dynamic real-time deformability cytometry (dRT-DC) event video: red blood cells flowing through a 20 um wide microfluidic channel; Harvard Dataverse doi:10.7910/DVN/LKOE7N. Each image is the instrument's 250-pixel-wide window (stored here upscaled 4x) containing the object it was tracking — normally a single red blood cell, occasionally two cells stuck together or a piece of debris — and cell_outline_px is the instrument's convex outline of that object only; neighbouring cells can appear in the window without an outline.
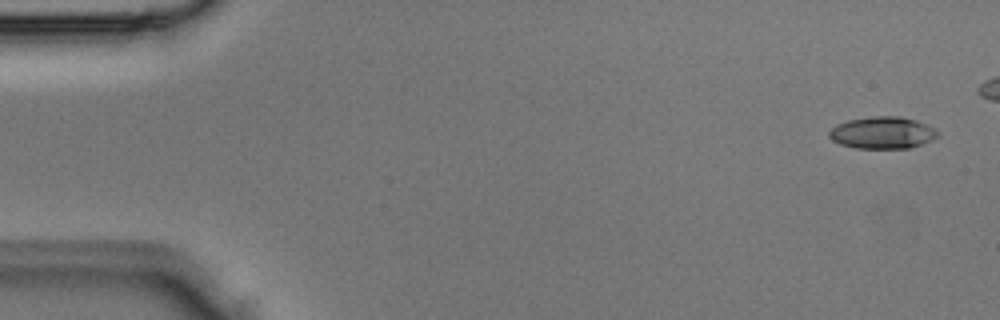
{"species": "Egyptian fruit bat (a non-hibernating species)", "species_latin": "Rousettus aegyptiacus", "temperature_condition": "room temperature", "stored_images_in_passage": 5, "camera_frame_rate_fps": 3000, "um_per_image_px": 0.085, "animal": {"sex": "male"}, "frame": {"image": 1, "passage_image": 1, "time_ms": 0.0, "image_size_px": [1000, 320], "cell_outline_px": [[940, 136], [932, 140], [908, 148], [856, 148], [840, 144], [832, 140], [828, 136], [828, 132], [836, 124], [848, 120], [872, 116], [900, 116], [916, 120], [940, 132]], "centroid_in_image_um": [74.99, 11.28], "position_along_channel_um": 10.0, "area_um2": 20.23}}
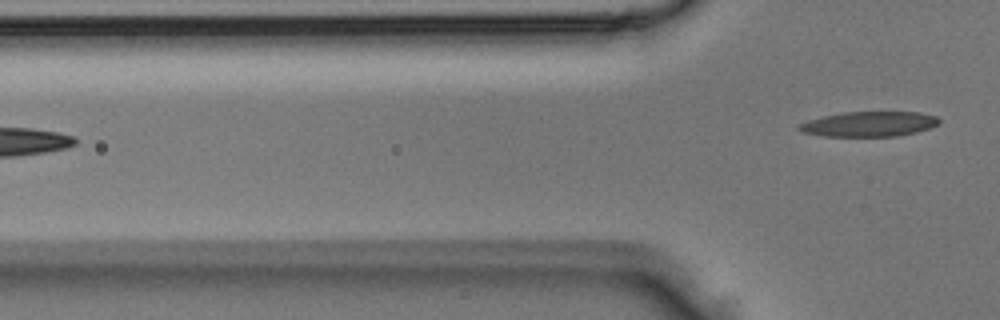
{"frame": {"image": 2, "passage_image": 5, "time_ms": 1.333, "image_size_px": [1000, 320], "cell_outline_px": [[940, 124], [916, 132], [896, 136], [824, 136], [800, 132], [796, 128], [800, 124], [808, 120], [824, 116], [844, 112], [920, 112], [936, 116], [940, 120]], "centroid_in_image_um": [73.87, 10.54], "position_along_channel_um": 51.9, "area_um2": 20.4}}